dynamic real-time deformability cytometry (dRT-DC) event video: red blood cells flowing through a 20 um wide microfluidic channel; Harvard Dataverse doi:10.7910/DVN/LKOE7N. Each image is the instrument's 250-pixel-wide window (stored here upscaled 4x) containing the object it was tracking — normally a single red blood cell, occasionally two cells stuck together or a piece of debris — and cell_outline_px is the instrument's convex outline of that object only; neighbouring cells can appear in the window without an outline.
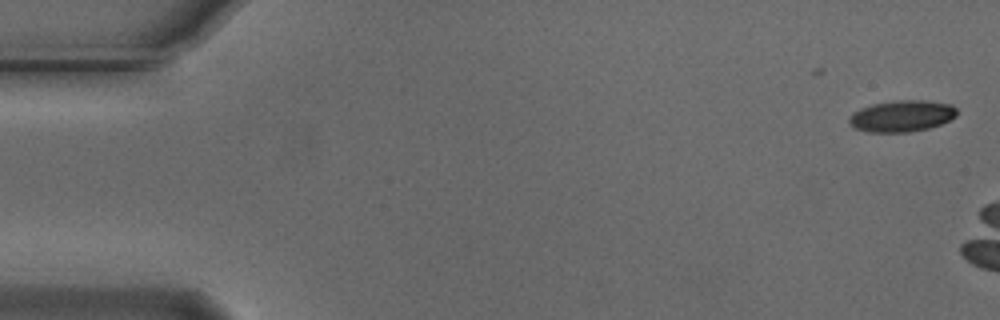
{"species": "Egyptian fruit bat (a non-hibernating species)", "species_latin": "Rousettus aegyptiacus", "temperature_condition": "cold", "stored_images_in_passage": 7, "camera_frame_rate_fps": 3000, "um_per_image_px": 0.085, "animal": {"sex": "male"}, "frame": {"image": 1, "passage_image": 1, "time_ms": 0.0, "image_size_px": [1000, 320], "cell_outline_px": [[956, 116], [940, 124], [928, 128], [908, 132], [868, 132], [856, 128], [848, 120], [848, 116], [852, 112], [860, 108], [872, 104], [896, 100], [924, 100], [952, 104], [956, 108]], "centroid_in_image_um": [76.64, 9.85], "position_along_channel_um": 8.4, "area_um2": 19.71}}